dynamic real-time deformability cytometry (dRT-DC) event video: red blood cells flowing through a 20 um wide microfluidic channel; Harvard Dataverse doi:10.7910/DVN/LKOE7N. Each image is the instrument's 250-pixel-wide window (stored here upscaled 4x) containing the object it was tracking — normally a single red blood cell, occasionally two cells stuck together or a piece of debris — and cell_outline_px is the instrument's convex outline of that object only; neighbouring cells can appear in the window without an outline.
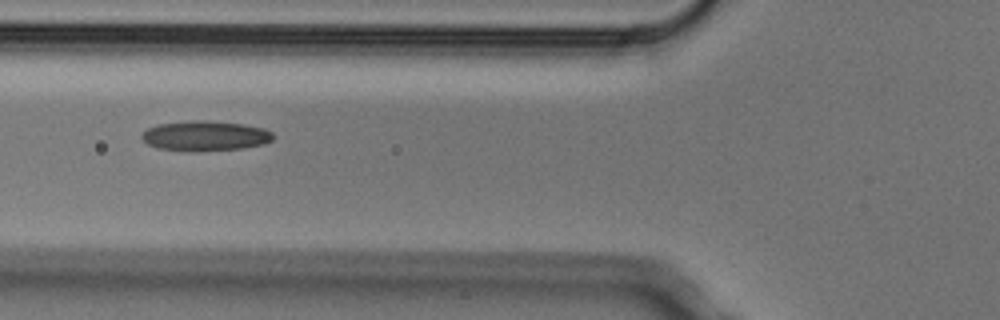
{"species": "Egyptian fruit bat (a non-hibernating species)", "species_latin": "Rousettus aegyptiacus", "temperature_condition": "cold", "stored_images_in_passage": 7, "camera_frame_rate_fps": 3000, "um_per_image_px": 0.085, "animal": {"sex": "male"}, "frame": {"image": 1, "passage_image": 6, "time_ms": 1.667, "image_size_px": [1000, 320], "cell_outline_px": [[276, 136], [272, 140], [264, 144], [244, 148], [160, 148], [148, 144], [140, 136], [148, 128], [160, 124], [192, 120], [204, 120], [244, 124], [264, 128], [272, 132]], "centroid_in_image_um": [17.52, 11.49], "position_along_channel_um": 108.3, "area_um2": 21.85}}
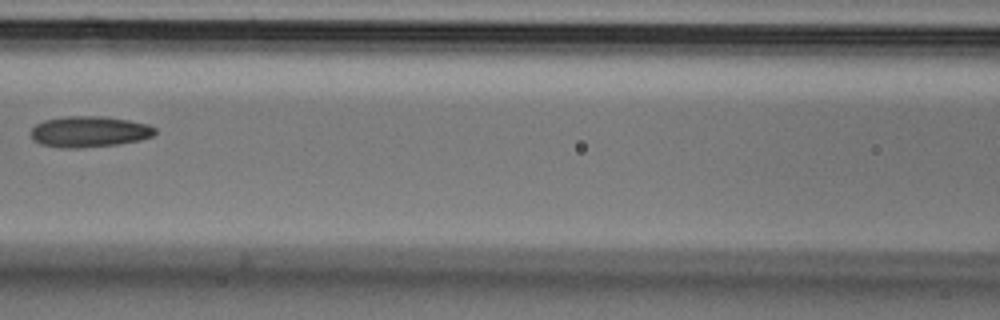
{"frame": {"image": 2, "passage_image": 7, "time_ms": 2.0, "image_size_px": [1000, 320], "cell_outline_px": [[156, 132], [152, 136], [140, 140], [116, 144], [84, 148], [60, 148], [40, 144], [32, 140], [32, 128], [36, 124], [44, 120], [68, 116], [104, 116], [128, 120], [148, 124], [156, 128]], "centroid_in_image_um": [7.58, 11.19], "position_along_channel_um": 159.0, "area_um2": 22.48}}